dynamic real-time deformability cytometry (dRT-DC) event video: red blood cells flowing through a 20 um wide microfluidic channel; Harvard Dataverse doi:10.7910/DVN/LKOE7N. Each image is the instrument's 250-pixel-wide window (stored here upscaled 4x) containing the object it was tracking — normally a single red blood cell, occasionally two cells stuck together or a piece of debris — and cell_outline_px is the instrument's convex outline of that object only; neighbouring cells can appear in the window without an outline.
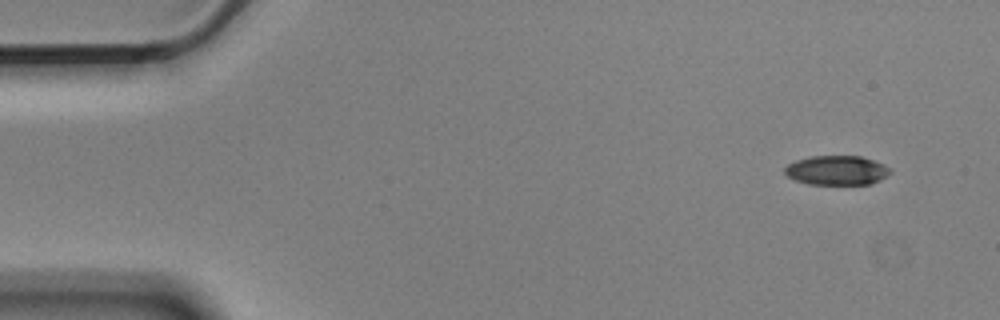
{"species": "Egyptian fruit bat (a non-hibernating species)", "species_latin": "Rousettus aegyptiacus", "temperature_condition": "cold", "stored_images_in_passage": 13, "camera_frame_rate_fps": 3000, "um_per_image_px": 0.085, "animal": {"sex": "male"}, "frame": {"image": 1, "passage_image": 1, "time_ms": 0.0, "image_size_px": [1000, 320], "cell_outline_px": [[892, 172], [880, 180], [872, 184], [808, 184], [796, 180], [788, 176], [784, 172], [784, 168], [788, 164], [796, 160], [808, 156], [860, 156], [884, 164], [892, 168]], "centroid_in_image_um": [71.14, 14.47], "position_along_channel_um": 13.9, "area_um2": 18.15}}
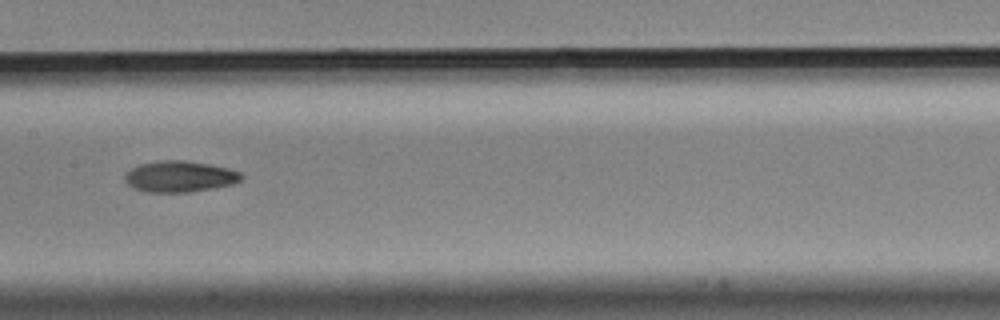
{"frame": {"image": 2, "passage_image": 7, "time_ms": 2.0, "image_size_px": [1000, 320], "cell_outline_px": [[244, 176], [240, 180], [232, 184], [212, 188], [188, 192], [148, 192], [136, 188], [128, 184], [124, 180], [124, 176], [132, 168], [140, 164], [160, 160], [188, 160], [228, 168], [240, 172]], "centroid_in_image_um": [15.28, 14.99], "position_along_channel_um": 192.1, "area_um2": 20.98}}
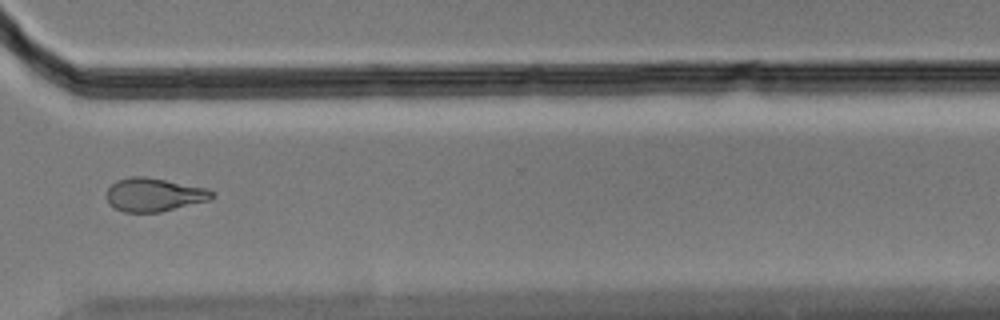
{"frame": {"image": 3, "passage_image": 11, "time_ms": 3.333, "image_size_px": [1000, 320], "cell_outline_px": [[216, 196], [212, 200], [160, 212], [124, 212], [116, 208], [108, 200], [108, 188], [116, 180], [128, 176], [148, 176], [208, 188]], "centroid_in_image_um": [13.15, 16.53], "position_along_channel_um": 357.4, "area_um2": 20.69}}